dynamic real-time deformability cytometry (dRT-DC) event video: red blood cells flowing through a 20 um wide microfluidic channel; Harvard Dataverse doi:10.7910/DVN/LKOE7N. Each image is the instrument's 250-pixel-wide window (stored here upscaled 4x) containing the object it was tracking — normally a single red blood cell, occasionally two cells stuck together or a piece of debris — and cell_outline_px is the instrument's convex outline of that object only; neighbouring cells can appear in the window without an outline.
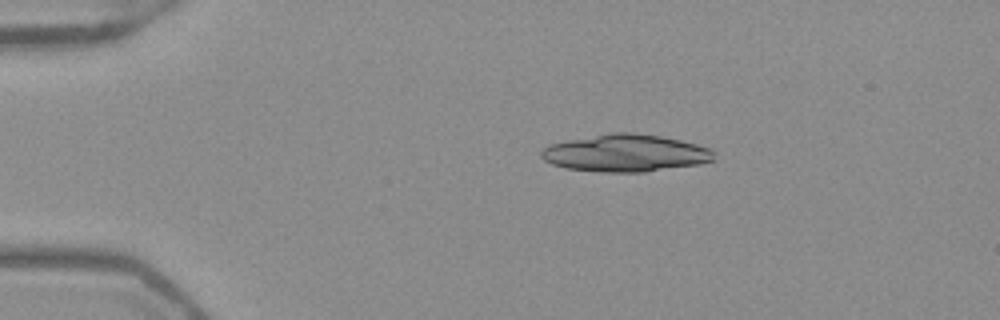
{"species": "Egyptian fruit bat (a non-hibernating species)", "species_latin": "Rousettus aegyptiacus", "temperature_condition": "warm", "stored_images_in_passage": 42, "camera_frame_rate_fps": 3000, "um_per_image_px": 0.085, "frame": {"image": 1, "passage_image": 1, "time_ms": 0.0, "image_size_px": [1000, 320], "cell_outline_px": [[716, 152], [712, 160], [700, 164], [644, 172], [600, 172], [564, 168], [552, 164], [544, 160], [540, 156], [540, 152], [548, 144], [568, 140], [612, 132], [636, 132], [660, 136], [680, 140], [696, 144], [708, 148]], "centroid_in_image_um": [53.14, 13.01], "position_along_channel_um": 31.9, "area_um2": 37.63}}